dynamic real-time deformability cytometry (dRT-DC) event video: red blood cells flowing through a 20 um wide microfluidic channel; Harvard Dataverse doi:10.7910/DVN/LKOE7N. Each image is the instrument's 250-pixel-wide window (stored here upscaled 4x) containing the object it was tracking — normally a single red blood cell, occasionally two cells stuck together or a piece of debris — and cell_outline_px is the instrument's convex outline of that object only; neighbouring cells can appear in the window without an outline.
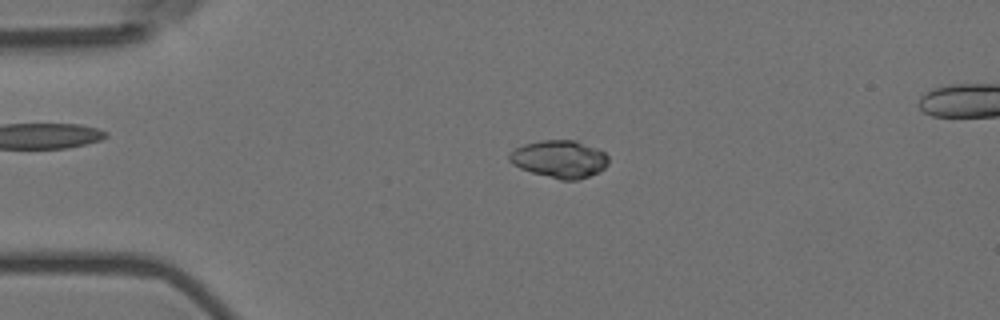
{"species": "Egyptian fruit bat (a non-hibernating species)", "species_latin": "Rousettus aegyptiacus", "temperature_condition": "room temperature", "stored_images_in_passage": 6, "camera_frame_rate_fps": 3000, "um_per_image_px": 0.085, "animal": {"sex": "female"}, "frame": {"image": 1, "passage_image": 4, "time_ms": 1.0, "image_size_px": [1000, 320], "cell_outline_px": [[608, 164], [600, 172], [576, 180], [560, 180], [532, 172], [520, 168], [512, 164], [508, 160], [508, 156], [516, 148], [524, 144], [540, 140], [576, 140], [596, 148], [604, 152], [608, 156]], "centroid_in_image_um": [47.57, 13.52], "position_along_channel_um": 37.4, "area_um2": 21.68}}